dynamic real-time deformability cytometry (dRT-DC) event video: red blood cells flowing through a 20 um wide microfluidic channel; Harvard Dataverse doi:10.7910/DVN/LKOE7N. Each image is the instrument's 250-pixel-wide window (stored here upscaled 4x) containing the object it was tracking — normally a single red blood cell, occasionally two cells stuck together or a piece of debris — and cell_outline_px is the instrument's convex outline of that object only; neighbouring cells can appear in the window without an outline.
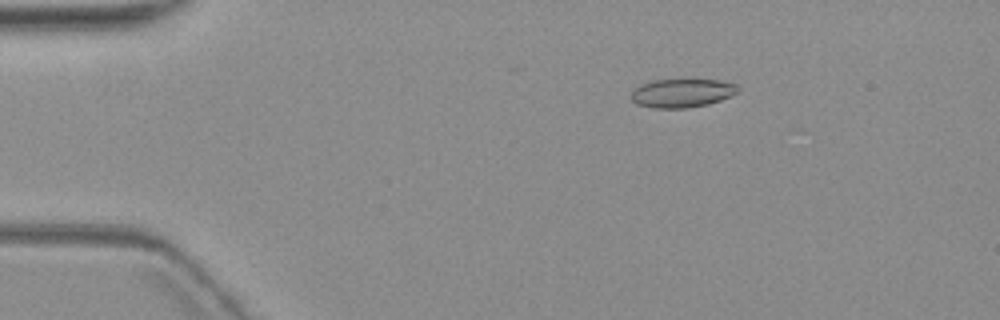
{"species": "common noctule bat (a hibernating species)", "species_latin": "Nyctalus noctula", "temperature_condition": "warm", "stored_images_in_passage": 6, "camera_frame_rate_fps": 3000, "um_per_image_px": 0.085, "animal": {"sex": "female", "body_mass_g": 19.3, "forearm_length_mm": 54.1}, "frame": {"image": 1, "passage_image": 3, "time_ms": 2.667, "image_size_px": [1000, 320], "cell_outline_px": [[740, 88], [732, 96], [708, 104], [688, 108], [652, 108], [636, 104], [632, 100], [632, 92], [640, 84], [652, 80], [680, 76], [720, 80], [736, 84]], "centroid_in_image_um": [57.98, 7.85], "position_along_channel_um": 27.0, "area_um2": 18.79}}